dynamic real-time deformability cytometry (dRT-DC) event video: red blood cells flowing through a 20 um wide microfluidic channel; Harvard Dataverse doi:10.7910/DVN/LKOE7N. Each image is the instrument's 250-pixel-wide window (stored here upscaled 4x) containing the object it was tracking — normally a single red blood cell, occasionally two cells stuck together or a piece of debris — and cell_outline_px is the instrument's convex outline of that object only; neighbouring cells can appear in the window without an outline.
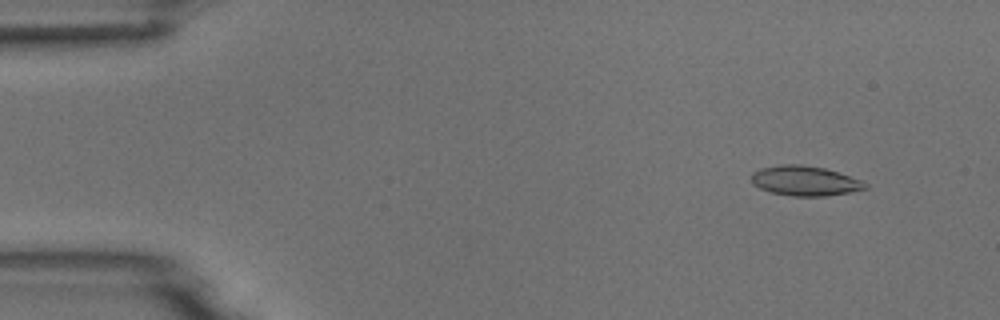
{"species": "common noctule bat (a hibernating species)", "species_latin": "Nyctalus noctula", "temperature_condition": "room temperature", "stored_images_in_passage": 5, "camera_frame_rate_fps": 3000, "um_per_image_px": 0.085, "animal": {"sex": "male", "body_mass_g": 18.8}, "frame": {"image": 1, "passage_image": 1, "time_ms": 0.0, "image_size_px": [1000, 320], "cell_outline_px": [[868, 188], [848, 192], [824, 196], [792, 196], [772, 192], [760, 188], [752, 184], [752, 172], [760, 168], [780, 164], [800, 164], [824, 168], [860, 180], [868, 184]], "centroid_in_image_um": [68.38, 15.36], "position_along_channel_um": 16.6, "area_um2": 19.59}}
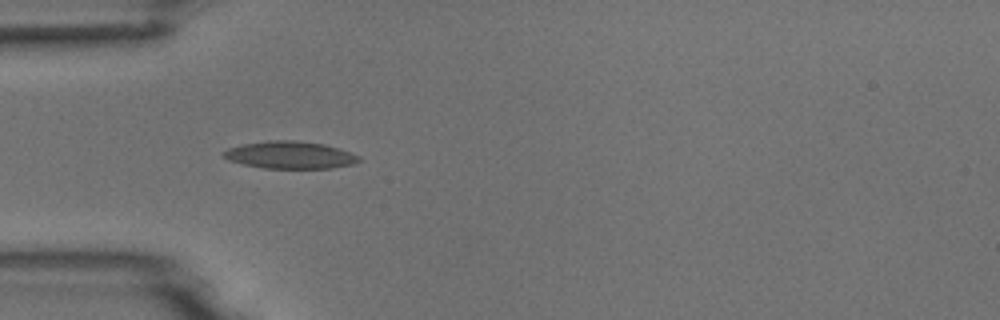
{"frame": {"image": 2, "passage_image": 4, "time_ms": 3.667, "image_size_px": [1000, 320], "cell_outline_px": [[360, 160], [352, 164], [332, 168], [264, 168], [244, 164], [228, 160], [224, 156], [224, 152], [228, 148], [244, 144], [268, 140], [296, 140], [324, 144], [360, 156]], "centroid_in_image_um": [24.65, 13.17], "position_along_channel_um": 60.4, "area_um2": 21.27}}